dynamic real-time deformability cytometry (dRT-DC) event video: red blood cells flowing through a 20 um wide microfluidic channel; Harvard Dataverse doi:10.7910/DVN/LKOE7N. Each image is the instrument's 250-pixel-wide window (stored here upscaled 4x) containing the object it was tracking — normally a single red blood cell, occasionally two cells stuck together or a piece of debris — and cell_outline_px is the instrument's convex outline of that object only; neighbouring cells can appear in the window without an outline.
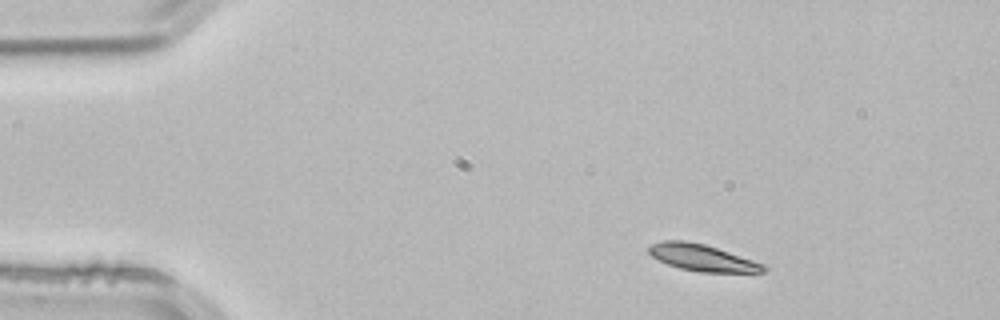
{"species": "common noctule bat (a hibernating species)", "species_latin": "Nyctalus noctula", "temperature_condition": "room temperature", "stored_images_in_passage": 46, "camera_frame_rate_fps": 3000, "um_per_image_px": 0.085, "animal": {"sex": "male", "body_mass_g": 21.5, "forearm_length_mm": 52.0}, "frame": {"image": 1, "passage_image": 1, "time_ms": 0.0, "image_size_px": [1000, 320], "cell_outline_px": [[768, 268], [764, 272], [700, 272], [680, 268], [668, 264], [652, 256], [648, 252], [648, 244], [664, 240], [684, 240], [704, 244], [764, 264]], "centroid_in_image_um": [59.65, 21.9], "position_along_channel_um": 25.4, "area_um2": 17.63}}
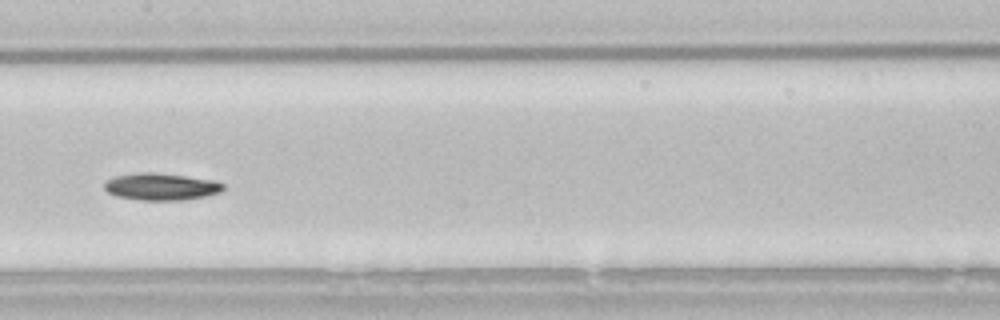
{"frame": {"image": 2, "passage_image": 20, "time_ms": 6.333, "image_size_px": [1000, 320], "cell_outline_px": [[224, 188], [220, 192], [204, 196], [184, 200], [140, 200], [116, 196], [108, 192], [104, 188], [104, 180], [116, 176], [140, 172], [152, 172], [216, 180], [224, 184]], "centroid_in_image_um": [13.67, 15.86], "position_along_channel_um": 193.7, "area_um2": 18.73}}
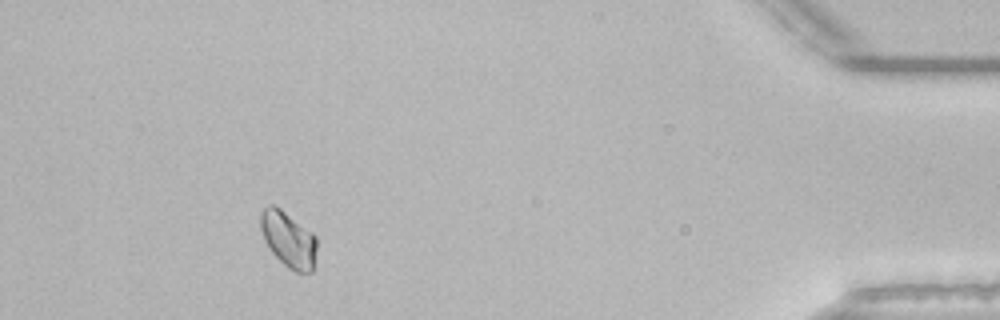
{"frame": {"image": 3, "passage_image": 42, "time_ms": 13.667, "image_size_px": [1000, 320], "cell_outline_px": [[316, 248], [312, 272], [296, 272], [288, 268], [268, 248], [264, 240], [260, 228], [260, 212], [268, 204], [276, 204], [312, 232], [316, 236]], "centroid_in_image_um": [24.49, 20.3], "position_along_channel_um": 410.7, "area_um2": 18.38}, "authors_computed_cell_mechanics": {"area_um2": 17.9758, "velocity_mm_per_s": 3.7777, "shape_relaxation_time_tau1_ms": 3.0262, "shape_relaxation_time_tau2_ms": null, "deformation_change_tau1": 0.0707, "deformation_change_tau2": null}}